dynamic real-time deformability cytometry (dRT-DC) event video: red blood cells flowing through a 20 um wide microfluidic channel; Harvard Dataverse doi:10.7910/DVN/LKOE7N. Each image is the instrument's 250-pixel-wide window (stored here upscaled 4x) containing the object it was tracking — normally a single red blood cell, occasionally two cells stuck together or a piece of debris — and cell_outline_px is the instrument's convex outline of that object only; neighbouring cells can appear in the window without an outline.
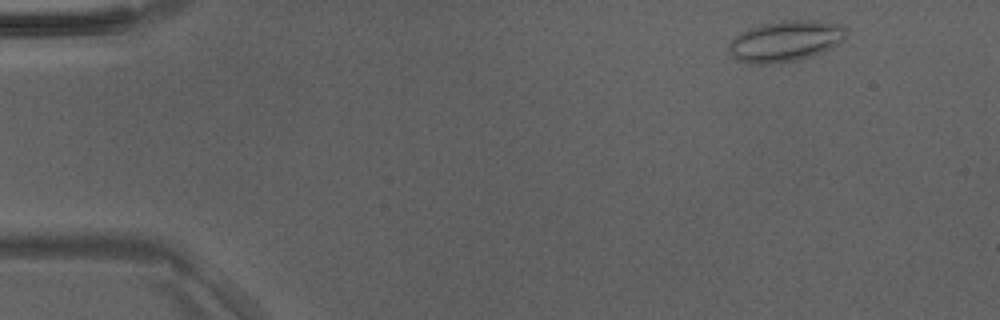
{"species": "Egyptian fruit bat (a non-hibernating species)", "species_latin": "Rousettus aegyptiacus", "temperature_condition": "room temperature", "stored_images_in_passage": 45, "camera_frame_rate_fps": 3000, "um_per_image_px": 0.085, "animal": {"sex": "male"}, "frame": {"image": 1, "passage_image": 1, "time_ms": 0.0, "image_size_px": [1000, 320], "cell_outline_px": [[848, 28], [844, 36], [836, 44], [812, 56], [796, 60], [772, 64], [752, 64], [736, 60], [732, 56], [732, 40], [740, 32], [760, 24], [780, 20], [816, 20], [840, 24]], "centroid_in_image_um": [66.76, 3.48], "position_along_channel_um": 18.2, "area_um2": 27.63}}
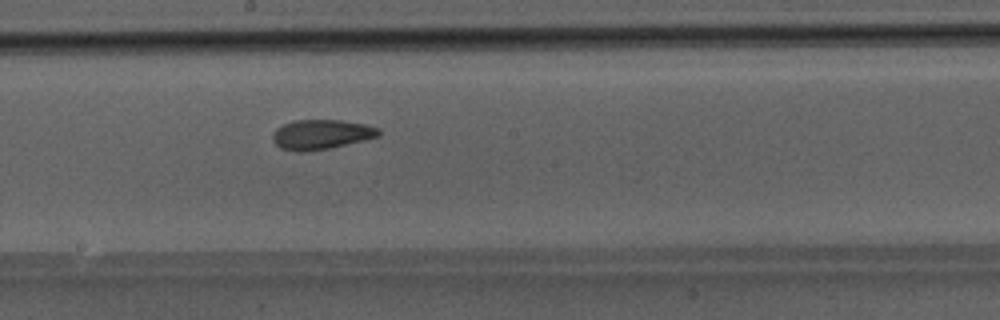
{"frame": {"image": 2, "passage_image": 23, "time_ms": 7.333, "image_size_px": [1000, 320], "cell_outline_px": [[380, 136], [364, 140], [328, 148], [304, 152], [300, 152], [280, 148], [272, 140], [272, 132], [276, 128], [284, 124], [296, 120], [340, 120], [364, 124], [380, 128]], "centroid_in_image_um": [27.29, 11.42], "position_along_channel_um": 220.9, "area_um2": 18.32}}
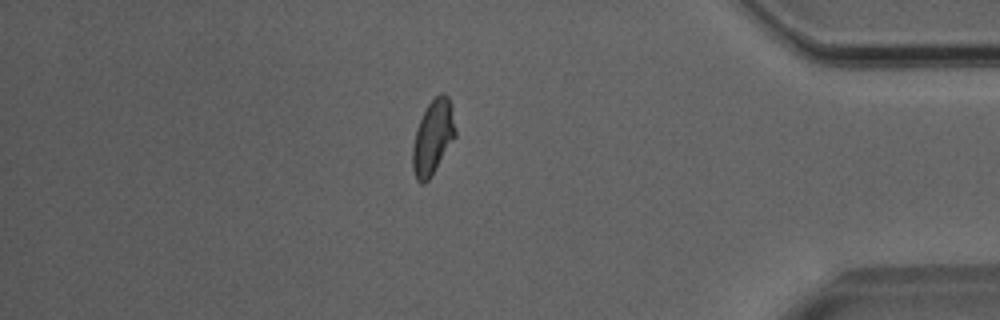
{"frame": {"image": 3, "passage_image": 38, "time_ms": 12.333, "image_size_px": [1000, 320], "cell_outline_px": [[456, 136], [428, 180], [424, 184], [420, 184], [416, 180], [412, 168], [412, 148], [416, 128], [428, 104], [440, 92], [444, 92], [448, 96], [452, 108], [456, 128]], "centroid_in_image_um": [36.79, 11.66], "position_along_channel_um": 398.4, "area_um2": 18.55}}